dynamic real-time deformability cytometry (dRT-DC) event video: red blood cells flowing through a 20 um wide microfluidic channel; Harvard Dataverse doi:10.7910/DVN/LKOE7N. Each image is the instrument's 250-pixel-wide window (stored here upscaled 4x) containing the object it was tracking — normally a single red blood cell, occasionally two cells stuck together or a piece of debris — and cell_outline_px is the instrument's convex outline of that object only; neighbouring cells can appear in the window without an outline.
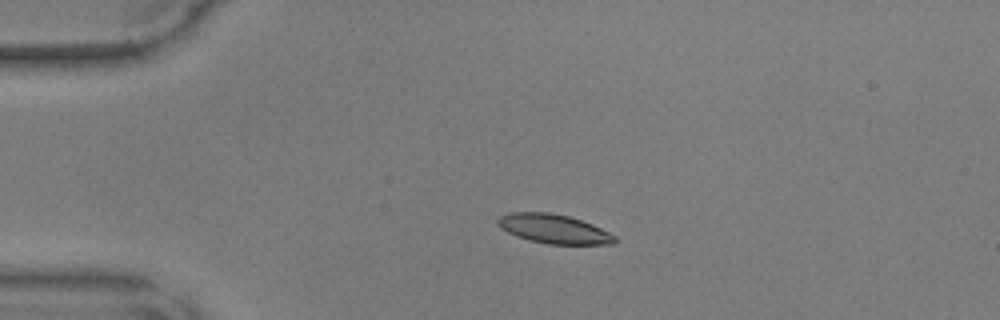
{"species": "common noctule bat (a hibernating species)", "species_latin": "Nyctalus noctula", "temperature_condition": "warm", "stored_images_in_passage": 39, "camera_frame_rate_fps": 3000, "um_per_image_px": 0.085, "animal": {"sex": "male", "body_mass_g": 17.9, "forearm_length_mm": 54.2}, "frame": {"image": 1, "passage_image": 1, "time_ms": 0.0, "image_size_px": [1000, 320], "cell_outline_px": [[616, 244], [548, 244], [528, 240], [516, 236], [500, 228], [496, 224], [496, 220], [500, 216], [508, 212], [548, 212], [568, 216], [592, 224], [616, 236]], "centroid_in_image_um": [47.03, 19.45], "position_along_channel_um": 38.0, "area_um2": 19.94}}
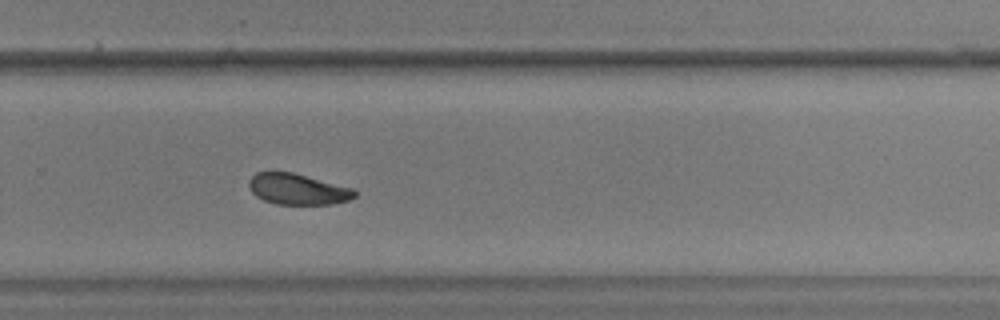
{"frame": {"image": 2, "passage_image": 23, "time_ms": 7.333, "image_size_px": [1000, 320], "cell_outline_px": [[356, 196], [348, 200], [332, 204], [276, 204], [264, 200], [256, 196], [248, 188], [248, 180], [256, 172], [292, 172], [352, 188], [356, 192]], "centroid_in_image_um": [25.26, 16.08], "position_along_channel_um": 304.5, "area_um2": 18.96}}
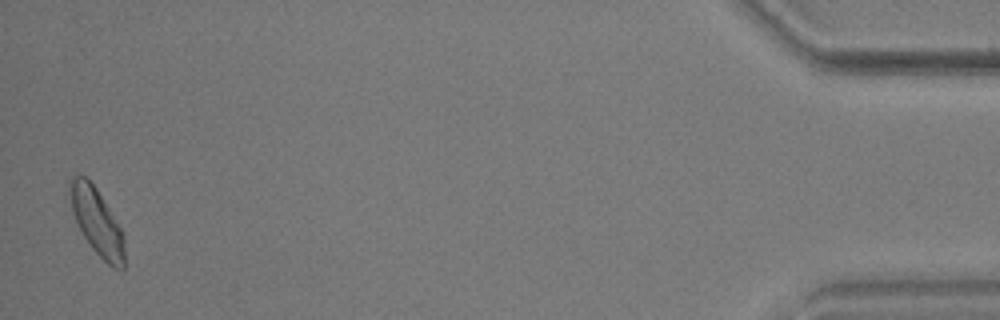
{"frame": {"image": 3, "passage_image": 38, "time_ms": 12.333, "image_size_px": [1000, 320], "cell_outline_px": [[124, 268], [120, 272], [112, 268], [92, 248], [84, 236], [76, 220], [72, 208], [68, 184], [68, 180], [72, 176], [84, 176], [96, 188], [120, 228], [124, 236]], "centroid_in_image_um": [8.24, 18.88], "position_along_channel_um": 427.0, "area_um2": 20.75}}